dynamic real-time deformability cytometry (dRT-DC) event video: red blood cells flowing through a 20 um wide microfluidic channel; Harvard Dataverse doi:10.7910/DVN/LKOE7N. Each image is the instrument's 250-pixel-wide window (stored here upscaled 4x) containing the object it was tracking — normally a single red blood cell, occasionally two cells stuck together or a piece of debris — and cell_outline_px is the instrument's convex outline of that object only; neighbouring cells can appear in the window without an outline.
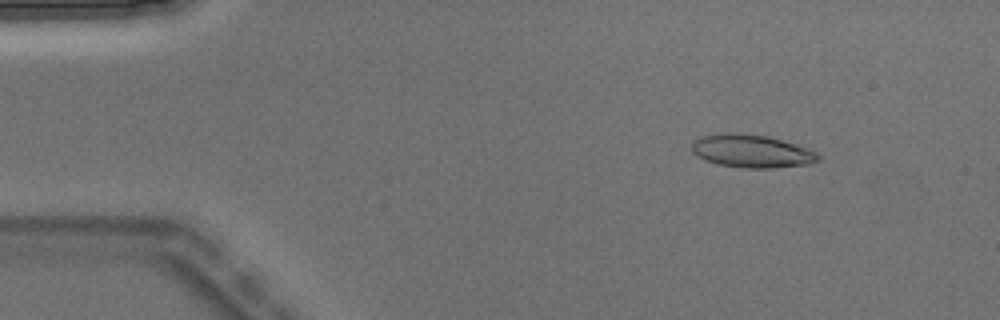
{"species": "Egyptian fruit bat (a non-hibernating species)", "species_latin": "Rousettus aegyptiacus", "temperature_condition": "warm", "stored_images_in_passage": 4, "camera_frame_rate_fps": 3000, "um_per_image_px": 0.085, "animal": {"sex": "male"}, "frame": {"image": 1, "passage_image": 1, "time_ms": 0.0, "image_size_px": [1000, 320], "cell_outline_px": [[820, 160], [808, 164], [772, 168], [744, 168], [720, 164], [704, 160], [696, 156], [692, 152], [692, 144], [700, 136], [724, 132], [740, 132], [768, 136], [808, 148], [816, 152], [820, 156]], "centroid_in_image_um": [63.87, 12.83], "position_along_channel_um": 21.1, "area_um2": 24.45}}
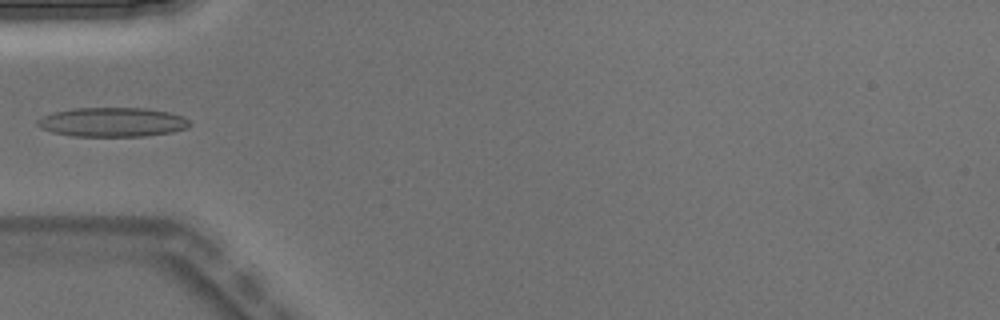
{"frame": {"image": 2, "passage_image": 3, "time_ms": 0.667, "image_size_px": [1000, 320], "cell_outline_px": [[192, 124], [188, 128], [172, 132], [144, 136], [72, 136], [52, 132], [40, 128], [36, 124], [36, 120], [52, 112], [72, 108], [144, 108], [168, 112], [184, 116]], "centroid_in_image_um": [9.55, 10.38], "position_along_channel_um": 75.5, "area_um2": 26.13}}